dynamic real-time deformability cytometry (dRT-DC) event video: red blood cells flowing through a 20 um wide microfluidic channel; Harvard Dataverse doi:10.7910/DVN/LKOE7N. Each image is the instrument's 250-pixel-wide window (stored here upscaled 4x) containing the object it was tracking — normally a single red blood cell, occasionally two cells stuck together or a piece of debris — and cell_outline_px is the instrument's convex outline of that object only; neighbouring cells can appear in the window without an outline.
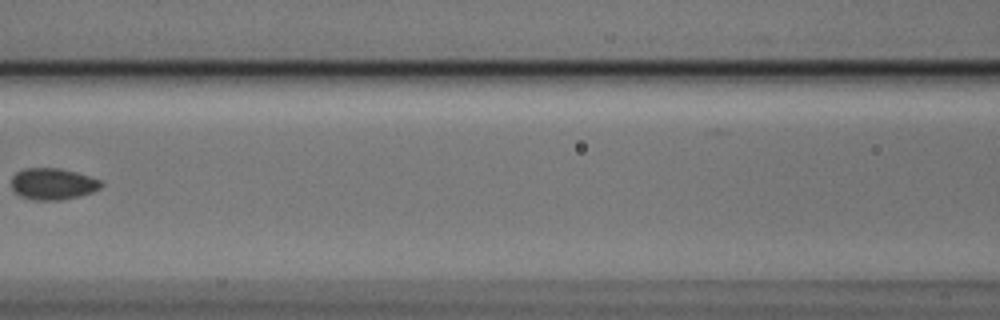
{"species": "Egyptian fruit bat (a non-hibernating species)", "species_latin": "Rousettus aegyptiacus", "temperature_condition": "cold", "stored_images_in_passage": 7, "camera_frame_rate_fps": 3000, "um_per_image_px": 0.085, "animal": {"sex": "male"}, "frame": {"image": 1, "passage_image": 6, "time_ms": 1.667, "image_size_px": [1000, 320], "cell_outline_px": [[104, 184], [100, 188], [92, 192], [80, 196], [60, 200], [32, 200], [20, 196], [12, 188], [12, 176], [16, 172], [24, 168], [60, 168], [76, 172], [100, 180]], "centroid_in_image_um": [4.48, 15.63], "position_along_channel_um": 162.1, "area_um2": 16.53}}
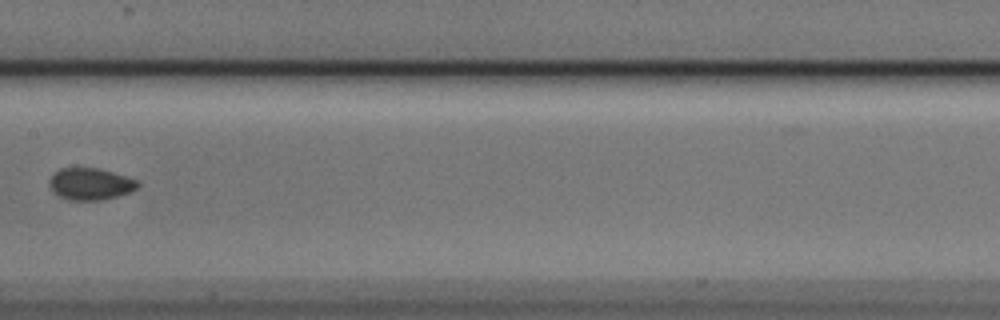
{"frame": {"image": 2, "passage_image": 7, "time_ms": 2.0, "image_size_px": [1000, 320], "cell_outline_px": [[140, 184], [132, 192], [100, 200], [68, 200], [60, 196], [48, 184], [48, 180], [60, 168], [100, 168], [136, 180]], "centroid_in_image_um": [7.68, 15.63], "position_along_channel_um": 199.7, "area_um2": 16.18}}